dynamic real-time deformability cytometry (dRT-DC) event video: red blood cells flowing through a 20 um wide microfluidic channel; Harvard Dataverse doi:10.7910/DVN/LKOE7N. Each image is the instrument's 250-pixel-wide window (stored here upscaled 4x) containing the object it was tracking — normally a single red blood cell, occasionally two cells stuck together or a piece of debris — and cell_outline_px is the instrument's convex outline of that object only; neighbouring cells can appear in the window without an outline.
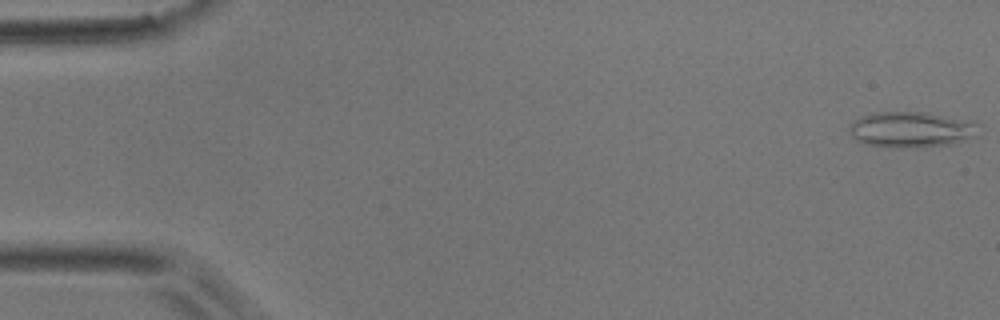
{"species": "common noctule bat (a hibernating species)", "species_latin": "Nyctalus noctula", "temperature_condition": "room temperature", "stored_images_in_passage": 50, "camera_frame_rate_fps": 3000, "um_per_image_px": 0.085, "animal": {"sex": "male", "body_mass_g": 17.9}, "frame": {"image": 1, "passage_image": 1, "time_ms": 0.0, "image_size_px": [1000, 320], "cell_outline_px": [[980, 136], [948, 144], [924, 148], [884, 148], [864, 144], [856, 140], [848, 132], [848, 128], [860, 116], [872, 112], [928, 112], [976, 120]], "centroid_in_image_um": [77.5, 11.02], "position_along_channel_um": 7.5, "area_um2": 27.92}}
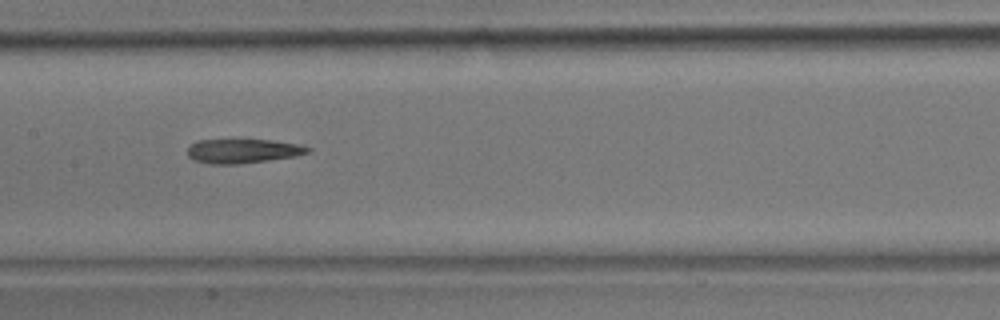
{"frame": {"image": 2, "passage_image": 25, "time_ms": 8.0, "image_size_px": [1000, 320], "cell_outline_px": [[312, 152], [296, 156], [268, 160], [236, 164], [208, 164], [192, 160], [188, 156], [188, 148], [196, 140], [276, 140], [300, 144], [312, 148]], "centroid_in_image_um": [20.68, 12.83], "position_along_channel_um": 186.7, "area_um2": 17.17}}
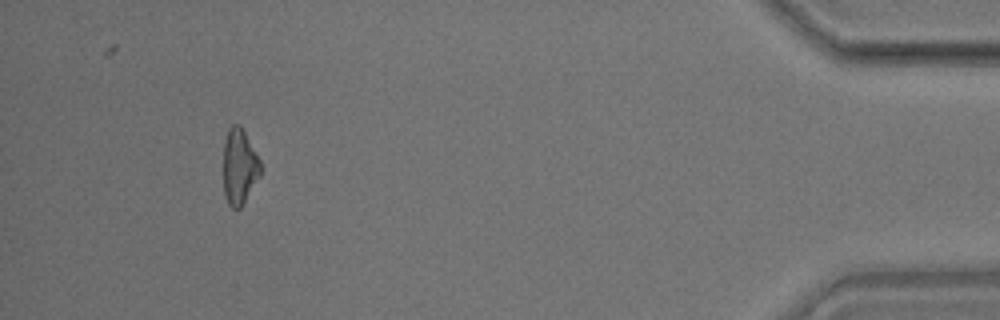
{"frame": {"image": 3, "passage_image": 47, "time_ms": 15.333, "image_size_px": [1000, 320], "cell_outline_px": [[260, 176], [240, 208], [232, 208], [228, 204], [224, 196], [224, 140], [228, 128], [232, 124], [240, 124], [260, 160]], "centroid_in_image_um": [20.33, 14.15], "position_along_channel_um": 414.9, "area_um2": 16.3}, "authors_computed_cell_mechanics": {"area_um2": 18.0336, "velocity_mm_per_s": 3.9973, "shape_relaxation_time_tau1_ms": null, "shape_relaxation_time_tau2_ms": 8.9932, "deformation_change_tau1": null, "deformation_change_tau2": 0.2632}}